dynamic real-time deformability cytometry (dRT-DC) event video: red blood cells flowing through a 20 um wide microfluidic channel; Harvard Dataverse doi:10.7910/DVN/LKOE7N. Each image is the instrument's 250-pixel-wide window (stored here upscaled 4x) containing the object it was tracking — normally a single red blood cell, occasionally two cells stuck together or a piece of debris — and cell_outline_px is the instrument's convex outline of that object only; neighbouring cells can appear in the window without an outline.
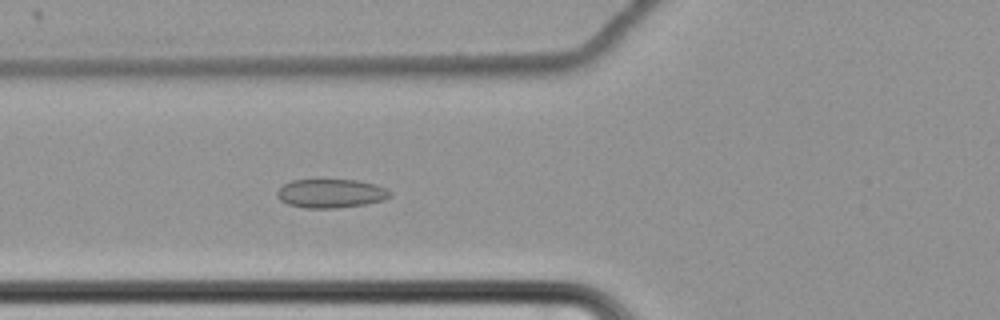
{"species": "common noctule bat (a hibernating species)", "species_latin": "Nyctalus noctula", "temperature_condition": "cold", "stored_images_in_passage": 62, "camera_frame_rate_fps": 3000, "um_per_image_px": 0.085, "animal": {"sex": "female", "body_mass_g": 22.7, "forearm_length_mm": 54.2}, "frame": {"image": 1, "passage_image": 25, "time_ms": 8.0, "image_size_px": [1000, 320], "cell_outline_px": [[392, 196], [384, 200], [364, 204], [336, 208], [304, 208], [288, 204], [280, 200], [276, 196], [276, 192], [284, 184], [292, 180], [356, 180], [376, 184], [392, 192]], "centroid_in_image_um": [28.12, 16.44], "position_along_channel_um": 97.7, "area_um2": 18.96}}
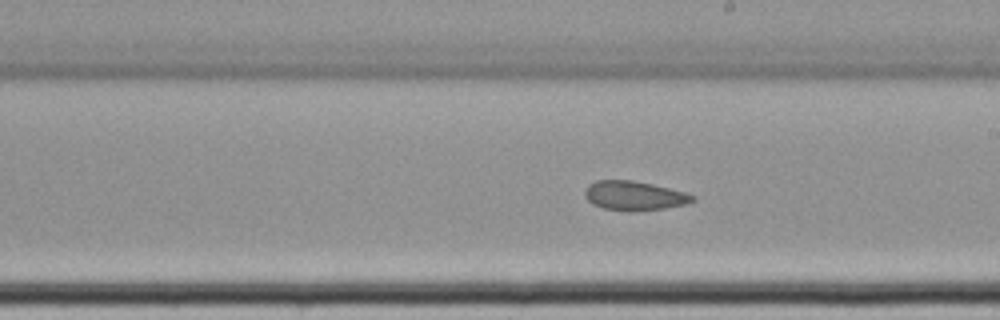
{"frame": {"image": 2, "passage_image": 37, "time_ms": 12.0, "image_size_px": [1000, 320], "cell_outline_px": [[696, 200], [688, 204], [664, 208], [632, 212], [628, 212], [604, 208], [592, 204], [584, 196], [584, 188], [588, 184], [596, 180], [632, 180], [652, 184], [684, 192], [696, 196]], "centroid_in_image_um": [53.89, 16.64], "position_along_channel_um": 235.1, "area_um2": 18.61}}
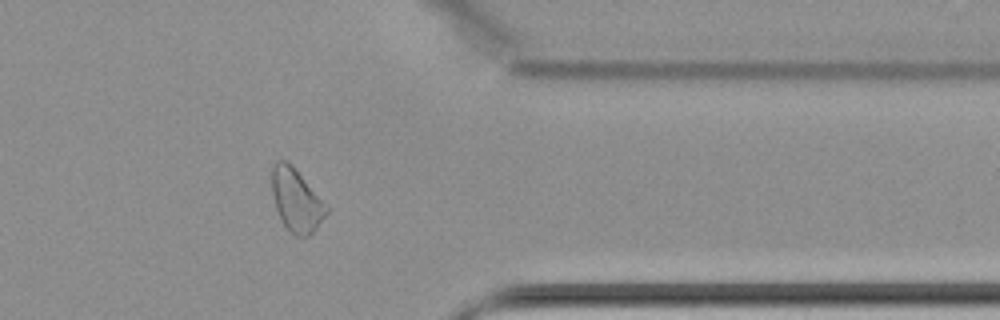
{"frame": {"image": 3, "passage_image": 51, "time_ms": 16.667, "image_size_px": [1000, 320], "cell_outline_px": [[328, 212], [316, 228], [308, 236], [296, 236], [288, 232], [276, 208], [272, 192], [272, 168], [276, 160], [284, 160], [292, 164], [328, 208]], "centroid_in_image_um": [25.16, 17.02], "position_along_channel_um": 386.2, "area_um2": 19.59}, "authors_computed_cell_mechanics": {"area_um2": 19.7676, "velocity_mm_per_s": 3.4401, "shape_relaxation_time_tau1_ms": null, "shape_relaxation_time_tau2_ms": 4.777, "deformation_change_tau1": null, "deformation_change_tau2": 0.0792}}